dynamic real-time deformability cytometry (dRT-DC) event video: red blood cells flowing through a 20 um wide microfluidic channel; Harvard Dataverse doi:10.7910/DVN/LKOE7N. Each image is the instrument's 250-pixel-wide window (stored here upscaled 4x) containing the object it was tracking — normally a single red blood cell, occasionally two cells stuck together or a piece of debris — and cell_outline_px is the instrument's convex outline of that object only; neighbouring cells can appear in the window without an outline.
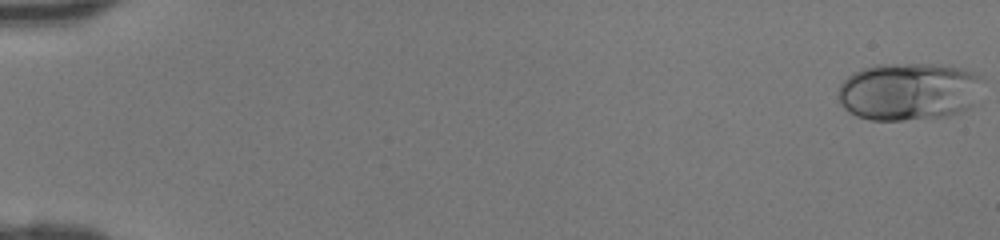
{"species": "human", "species_latin": "Homo sapiens", "temperature_condition": "room temperature", "stored_images_in_passage": 46, "camera_frame_rate_fps": 3000, "um_per_image_px": 0.085, "donor": {"sex": "female"}, "frame": {"image": 1, "passage_image": 1, "time_ms": 0.0, "image_size_px": [1000, 240], "cell_outline_px": [[984, 76], [972, 104], [968, 108], [960, 112], [944, 116], [904, 120], [868, 120], [856, 116], [848, 112], [844, 108], [836, 96], [840, 84], [848, 76], [864, 68], [876, 64], [932, 64], [964, 68], [976, 72]], "centroid_in_image_um": [77.22, 7.77], "position_along_channel_um": 7.8, "area_um2": 48.84}}
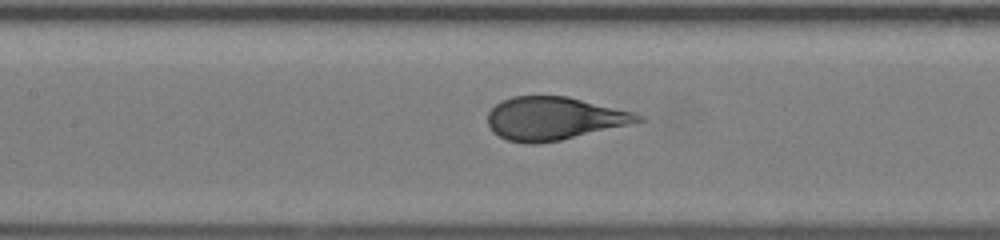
{"frame": {"image": 2, "passage_image": 23, "time_ms": 7.333, "image_size_px": [1000, 240], "cell_outline_px": [[648, 120], [560, 140], [536, 144], [528, 144], [508, 140], [492, 132], [488, 124], [488, 112], [496, 104], [512, 96], [568, 96], [632, 112], [644, 116]], "centroid_in_image_um": [47.09, 10.07], "position_along_channel_um": 160.3, "area_um2": 37.51}}
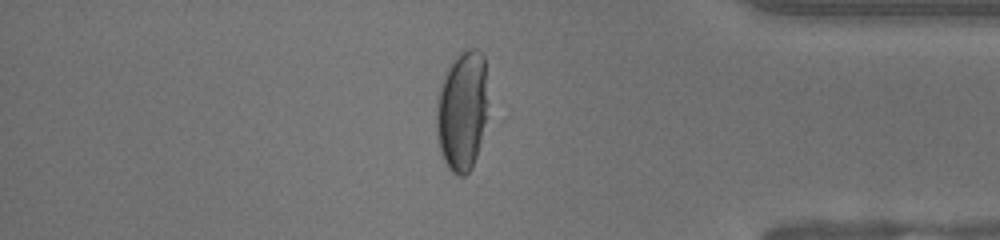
{"frame": {"image": 3, "passage_image": 40, "time_ms": 13.0, "image_size_px": [1000, 240], "cell_outline_px": [[484, 120], [480, 140], [476, 156], [472, 168], [464, 176], [460, 176], [452, 172], [448, 168], [440, 152], [436, 132], [436, 116], [440, 92], [452, 56], [468, 48], [476, 48], [484, 56]], "centroid_in_image_um": [39.23, 9.43], "position_along_channel_um": 396.0, "area_um2": 34.85}}